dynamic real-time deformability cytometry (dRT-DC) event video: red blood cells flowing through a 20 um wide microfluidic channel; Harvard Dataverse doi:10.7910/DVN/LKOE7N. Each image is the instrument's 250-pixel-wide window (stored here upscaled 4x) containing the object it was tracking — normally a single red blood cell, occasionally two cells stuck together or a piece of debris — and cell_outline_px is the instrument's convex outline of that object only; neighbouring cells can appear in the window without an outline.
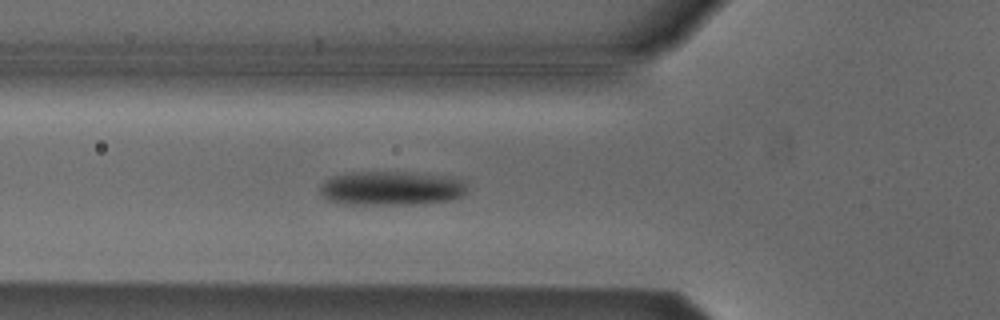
{"species": "Egyptian fruit bat (a non-hibernating species)", "species_latin": "Rousettus aegyptiacus", "temperature_condition": "cold", "stored_images_in_passage": 38, "camera_frame_rate_fps": 3000, "um_per_image_px": 0.085, "animal": {"sex": "male"}, "frame": {"image": 1, "passage_image": 3, "time_ms": 0.667, "image_size_px": [1000, 320], "cell_outline_px": [[468, 184], [464, 196], [452, 200], [424, 204], [344, 204], [328, 200], [320, 192], [320, 184], [324, 180], [332, 176], [348, 172], [412, 172], [452, 176], [464, 180]], "centroid_in_image_um": [33.32, 15.99], "position_along_channel_um": 92.5, "area_um2": 29.94}}
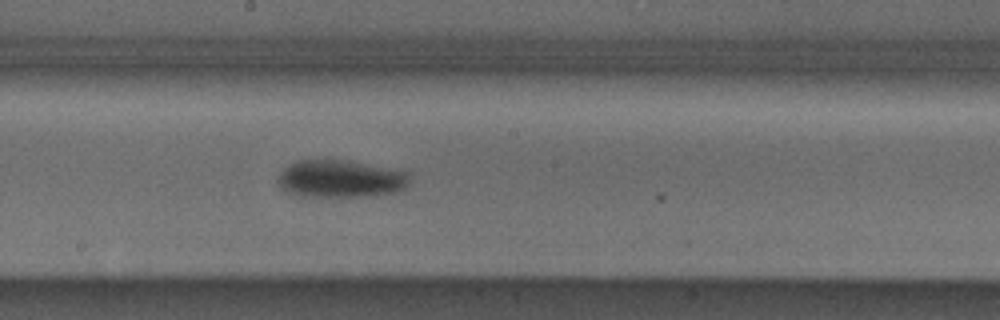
{"frame": {"image": 2, "passage_image": 13, "time_ms": 4.0, "image_size_px": [1000, 320], "cell_outline_px": [[408, 184], [404, 188], [396, 192], [368, 196], [300, 196], [288, 192], [276, 180], [280, 172], [288, 164], [296, 160], [348, 160], [396, 168], [408, 172]], "centroid_in_image_um": [28.96, 15.18], "position_along_channel_um": 219.2, "area_um2": 28.96}}
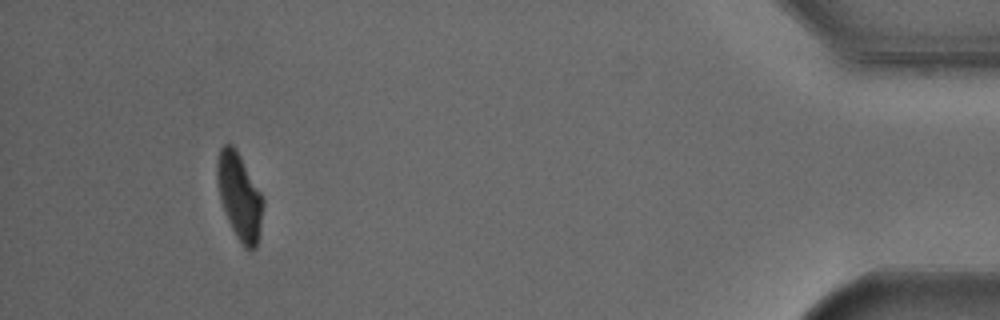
{"frame": {"image": 3, "passage_image": 34, "time_ms": 11.0, "image_size_px": [1000, 320], "cell_outline_px": [[264, 204], [260, 228], [256, 248], [252, 252], [248, 252], [244, 248], [236, 236], [228, 220], [220, 200], [216, 176], [216, 160], [220, 148], [224, 144], [232, 144], [236, 148], [260, 192], [264, 200]], "centroid_in_image_um": [20.34, 16.71], "position_along_channel_um": 414.9, "area_um2": 23.24}, "authors_computed_cell_mechanics": {"area_um2": 27.9463, "velocity_mm_per_s": 3.808, "shape_relaxation_time_tau1_ms": 6.273, "shape_relaxation_time_tau2_ms": null, "deformation_change_tau1": 0.1526, "deformation_change_tau2": null}}